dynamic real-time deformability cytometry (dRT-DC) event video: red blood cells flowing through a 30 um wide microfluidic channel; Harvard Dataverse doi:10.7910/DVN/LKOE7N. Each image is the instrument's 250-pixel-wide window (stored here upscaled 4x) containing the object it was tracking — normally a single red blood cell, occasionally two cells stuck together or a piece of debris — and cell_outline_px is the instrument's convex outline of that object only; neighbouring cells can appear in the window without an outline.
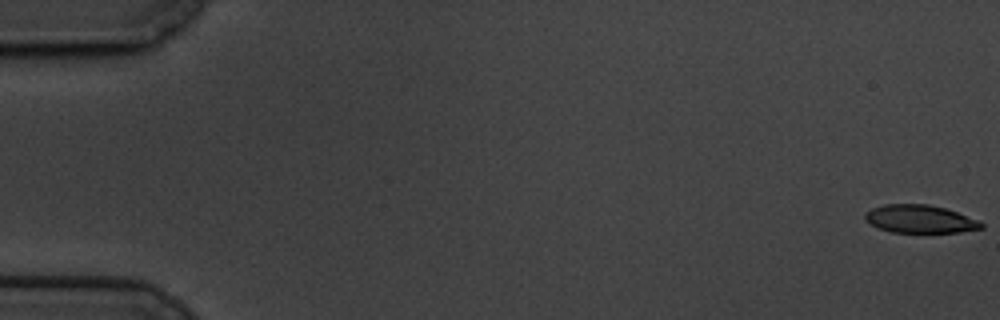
{"species": "common noctule bat (a hibernating species)", "species_latin": "Nyctalus noctula", "temperature_condition": "cold", "stored_images_in_passage": 60, "camera_frame_rate_fps": 3000, "um_per_image_px": 0.085, "animal": {"sex": "male", "body_mass_g": 19.5, "forearm_length_mm": 54.6}, "frame": {"image": 1, "passage_image": 1, "time_ms": 0.0, "image_size_px": [1000, 320], "cell_outline_px": [[984, 228], [960, 232], [892, 232], [880, 228], [864, 220], [864, 216], [872, 208], [884, 204], [928, 204], [944, 208], [980, 220], [984, 224]], "centroid_in_image_um": [78.23, 18.61], "position_along_channel_um": 6.8, "area_um2": 18.84}}
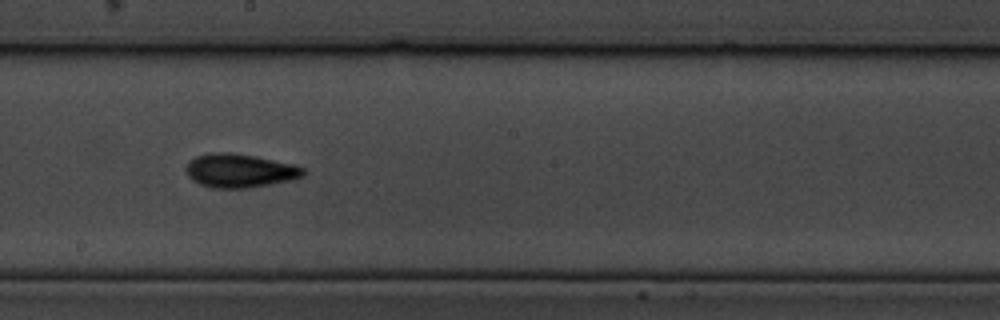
{"frame": {"image": 2, "passage_image": 34, "time_ms": 11.0, "image_size_px": [1000, 320], "cell_outline_px": [[308, 172], [304, 176], [288, 180], [248, 188], [212, 188], [200, 184], [192, 180], [188, 176], [184, 168], [188, 160], [196, 156], [208, 152], [232, 152], [256, 156], [292, 164], [304, 168]], "centroid_in_image_um": [20.33, 14.49], "position_along_channel_um": 227.9, "area_um2": 23.24}}
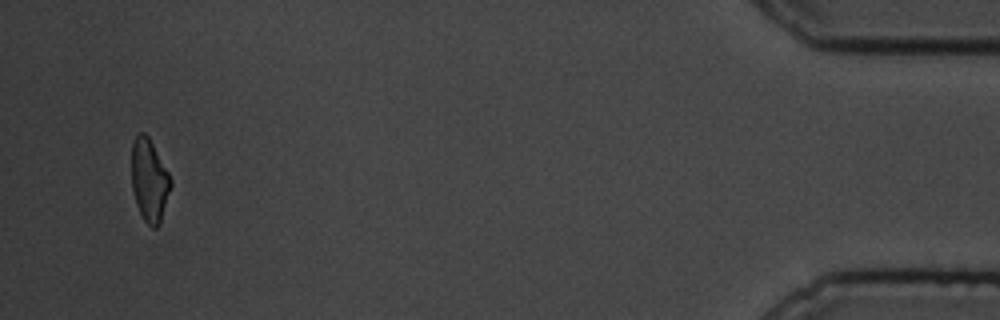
{"frame": {"image": 3, "passage_image": 58, "time_ms": 19.0, "image_size_px": [1000, 320], "cell_outline_px": [[172, 184], [160, 224], [156, 228], [152, 228], [144, 220], [136, 204], [132, 188], [132, 140], [140, 132], [144, 132], [148, 136], [168, 172], [172, 180]], "centroid_in_image_um": [12.7, 15.34], "position_along_channel_um": 422.5, "area_um2": 18.79}, "authors_computed_cell_mechanics": {"area_um2": 20.6346, "velocity_mm_per_s": 3.3906, "shape_relaxation_time_tau1_ms": 3.5606, "shape_relaxation_time_tau2_ms": 5.0191, "deformation_change_tau1": 0.1161, "deformation_change_tau2": 0.1237}}